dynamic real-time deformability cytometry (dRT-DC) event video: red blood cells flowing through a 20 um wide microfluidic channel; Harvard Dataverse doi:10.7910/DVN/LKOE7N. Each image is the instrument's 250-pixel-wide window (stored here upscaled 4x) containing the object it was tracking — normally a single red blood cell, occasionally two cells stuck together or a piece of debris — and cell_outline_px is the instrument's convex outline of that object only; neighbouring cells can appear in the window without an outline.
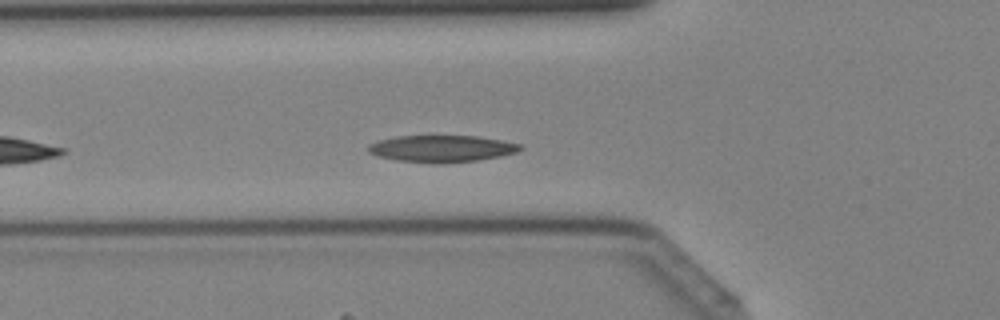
{"species": "Egyptian fruit bat (a non-hibernating species)", "species_latin": "Rousettus aegyptiacus", "temperature_condition": "cold", "stored_images_in_passage": 7, "camera_frame_rate_fps": 3000, "um_per_image_px": 0.085, "animal": {"sex": "female"}, "frame": {"image": 1, "passage_image": 4, "time_ms": 1.0, "image_size_px": [1000, 320], "cell_outline_px": [[524, 148], [516, 152], [500, 156], [476, 160], [396, 160], [380, 156], [368, 152], [368, 144], [376, 140], [396, 136], [476, 136], [500, 140], [520, 144]], "centroid_in_image_um": [37.53, 12.57], "position_along_channel_um": 88.3, "area_um2": 22.54}}